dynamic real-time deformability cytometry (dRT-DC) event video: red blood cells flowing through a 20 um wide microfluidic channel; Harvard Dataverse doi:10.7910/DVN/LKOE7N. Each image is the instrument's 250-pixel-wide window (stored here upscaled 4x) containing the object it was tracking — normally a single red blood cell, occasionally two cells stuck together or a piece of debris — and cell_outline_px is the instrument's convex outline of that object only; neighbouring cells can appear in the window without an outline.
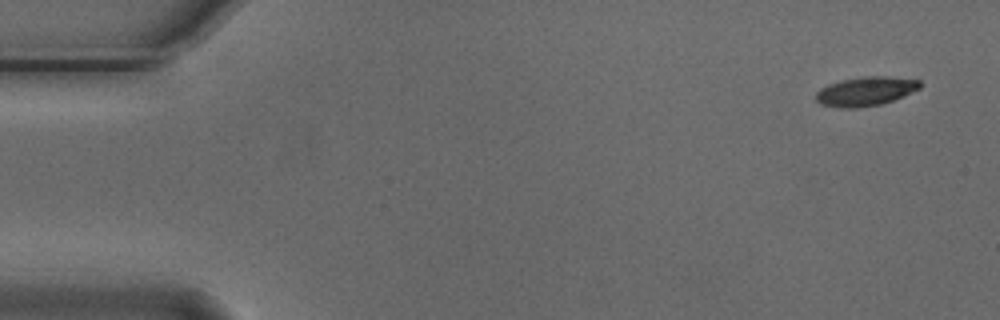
{"species": "Egyptian fruit bat (a non-hibernating species)", "species_latin": "Rousettus aegyptiacus", "temperature_condition": "cold", "stored_images_in_passage": 5, "camera_frame_rate_fps": 3000, "um_per_image_px": 0.085, "animal": {"sex": "male"}, "frame": {"image": 1, "passage_image": 1, "time_ms": 0.0, "image_size_px": [1000, 320], "cell_outline_px": [[920, 88], [892, 100], [880, 104], [856, 108], [840, 108], [820, 104], [816, 100], [816, 92], [820, 88], [828, 84], [840, 80], [868, 76], [888, 76], [920, 80]], "centroid_in_image_um": [73.53, 7.76], "position_along_channel_um": 11.5, "area_um2": 17.51}}
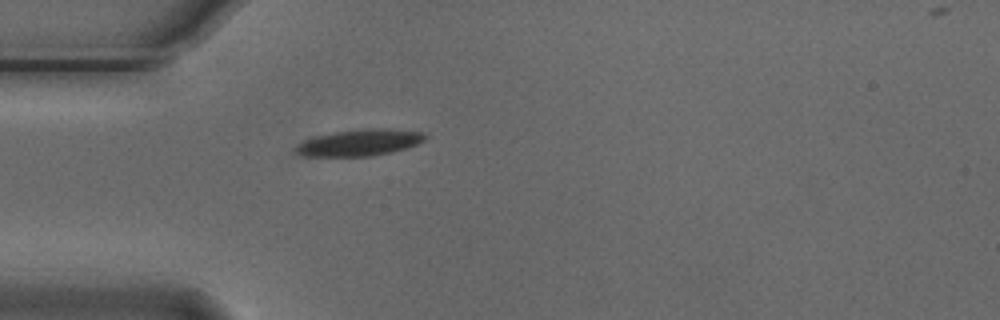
{"frame": {"image": 2, "passage_image": 4, "time_ms": 1.0, "image_size_px": [1000, 320], "cell_outline_px": [[428, 136], [424, 140], [416, 144], [392, 152], [372, 156], [300, 156], [292, 148], [296, 144], [312, 136], [332, 132], [364, 128], [392, 128], [424, 132]], "centroid_in_image_um": [30.52, 12.11], "position_along_channel_um": 54.5, "area_um2": 20.4}}